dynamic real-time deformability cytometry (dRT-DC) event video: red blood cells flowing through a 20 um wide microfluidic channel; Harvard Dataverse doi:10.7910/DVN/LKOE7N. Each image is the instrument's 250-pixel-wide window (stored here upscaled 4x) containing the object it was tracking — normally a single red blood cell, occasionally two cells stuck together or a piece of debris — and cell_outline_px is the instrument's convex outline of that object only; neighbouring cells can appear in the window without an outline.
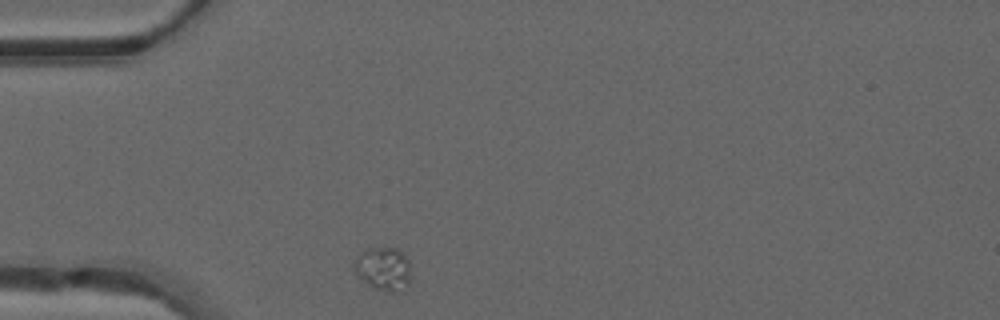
{"species": "common noctule bat (a hibernating species)", "species_latin": "Nyctalus noctula", "temperature_condition": "warm", "stored_images_in_passage": 38, "camera_frame_rate_fps": 3000, "um_per_image_px": 0.085, "animal": {"sex": "male", "forearm_length_mm": 52.5}, "frame": {"image": 1, "passage_image": 1, "time_ms": 0.0, "image_size_px": [1000, 320], "cell_outline_px": [[408, 284], [392, 292], [388, 292], [376, 288], [368, 284], [352, 268], [352, 264], [356, 256], [364, 248], [396, 248], [408, 260]], "centroid_in_image_um": [32.5, 22.8], "position_along_channel_um": 52.5, "area_um2": 13.87}}
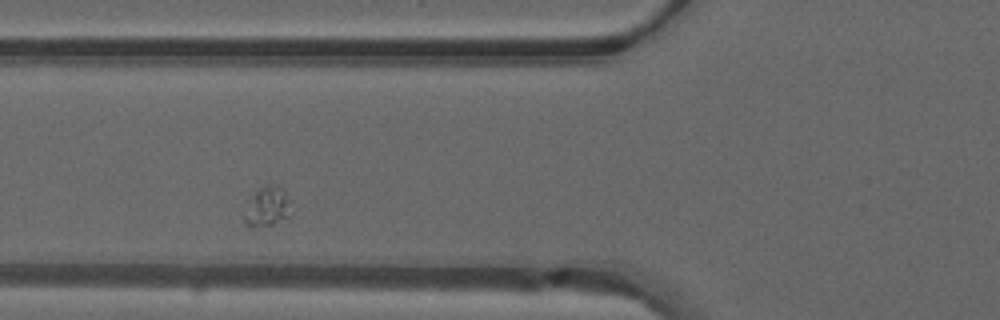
{"frame": {"image": 2, "passage_image": 6, "time_ms": 1.667, "image_size_px": [1000, 320], "cell_outline_px": [[288, 216], [272, 224], [252, 228], [248, 228], [244, 224], [244, 216], [252, 196], [260, 188], [276, 184], [284, 188], [288, 200]], "centroid_in_image_um": [22.68, 17.59], "position_along_channel_um": 103.1, "area_um2": 10.35}}
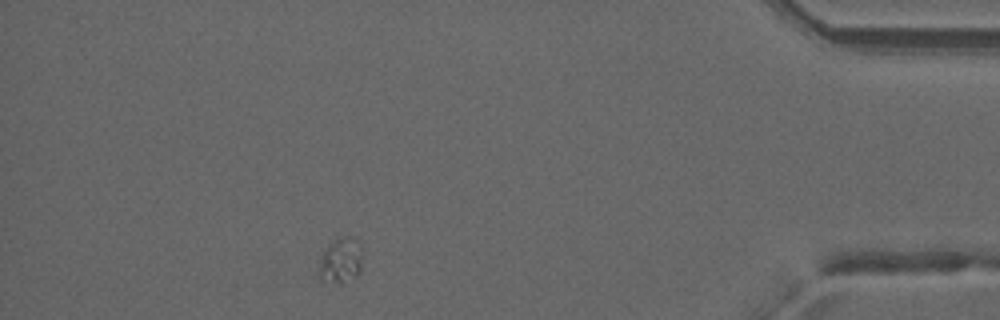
{"frame": {"image": 3, "passage_image": 33, "time_ms": 10.667, "image_size_px": [1000, 320], "cell_outline_px": [[360, 272], [356, 276], [340, 284], [320, 280], [316, 272], [324, 248], [328, 244], [340, 236], [352, 236], [360, 244]], "centroid_in_image_um": [28.9, 22.15], "position_along_channel_um": 406.3, "area_um2": 11.73}}